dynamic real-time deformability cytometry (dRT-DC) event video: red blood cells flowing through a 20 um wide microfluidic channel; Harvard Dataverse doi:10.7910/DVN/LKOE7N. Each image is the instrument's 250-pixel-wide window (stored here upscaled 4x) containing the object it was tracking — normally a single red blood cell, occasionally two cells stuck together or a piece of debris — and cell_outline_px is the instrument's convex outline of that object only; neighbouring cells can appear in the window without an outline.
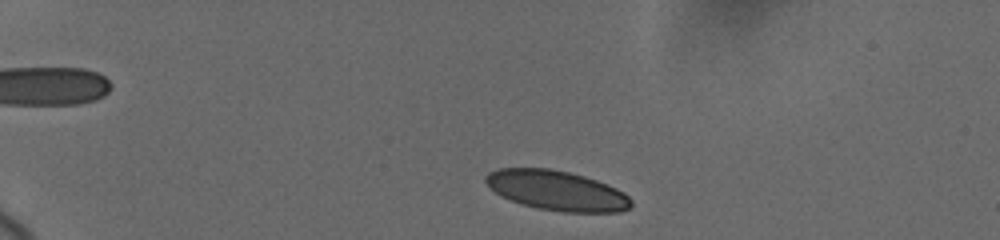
{"species": "human", "species_latin": "Homo sapiens", "temperature_condition": "cold", "stored_images_in_passage": 9, "segment_of_instrument_passage": [2, 2], "camera_frame_rate_fps": 3000, "um_per_image_px": 0.085, "donor": {"sex": "female"}, "frame": {"image": 1, "passage_image": 9, "time_ms": 8.0, "image_size_px": [1000, 240], "cell_outline_px": [[632, 204], [628, 208], [620, 212], [564, 212], [536, 208], [500, 196], [484, 180], [484, 176], [488, 172], [496, 168], [548, 168], [568, 172], [584, 176], [608, 184], [624, 192], [632, 200]], "centroid_in_image_um": [47.33, 16.19], "position_along_channel_um": 37.7, "area_um2": 33.7}}